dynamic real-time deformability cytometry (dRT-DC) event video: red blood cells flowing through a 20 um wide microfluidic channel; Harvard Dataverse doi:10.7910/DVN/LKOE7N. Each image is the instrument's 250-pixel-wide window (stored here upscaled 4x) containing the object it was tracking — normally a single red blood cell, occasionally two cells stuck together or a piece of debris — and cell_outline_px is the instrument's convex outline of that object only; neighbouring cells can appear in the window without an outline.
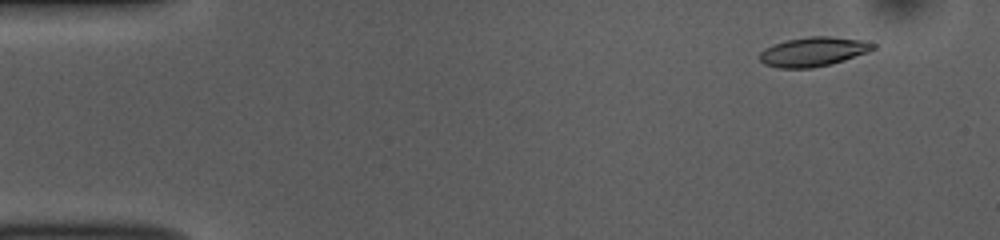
{"species": "common noctule bat (a hibernating species)", "species_latin": "Nyctalus noctula", "temperature_condition": "room temperature", "stored_images_in_passage": 53, "camera_frame_rate_fps": 3000, "um_per_image_px": 0.085, "animal": {"sex": "female", "body_mass_g": 10.0, "forearm_length_mm": 53.1}, "frame": {"image": 1, "passage_image": 5, "time_ms": 1.333, "image_size_px": [1000, 240], "cell_outline_px": [[876, 48], [868, 52], [832, 64], [812, 68], [780, 68], [764, 64], [760, 60], [760, 52], [764, 48], [772, 44], [788, 40], [808, 36], [828, 36], [864, 40], [876, 44]], "centroid_in_image_um": [69.14, 4.39], "position_along_channel_um": 15.9, "area_um2": 19.48}}
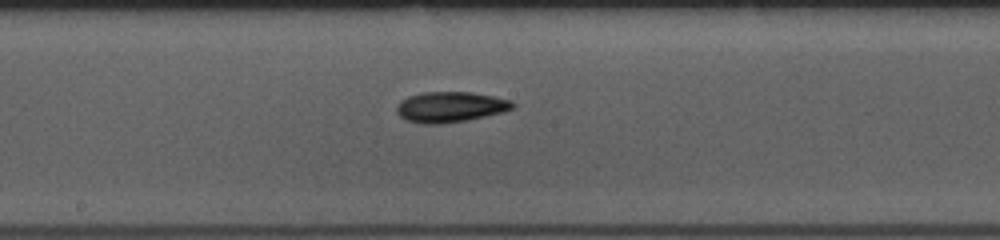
{"frame": {"image": 2, "passage_image": 28, "time_ms": 9.0, "image_size_px": [1000, 240], "cell_outline_px": [[516, 104], [512, 108], [500, 112], [468, 120], [436, 124], [424, 124], [408, 120], [400, 116], [396, 112], [396, 108], [400, 100], [408, 96], [424, 92], [472, 92], [512, 100]], "centroid_in_image_um": [38.25, 9.08], "position_along_channel_um": 209.9, "area_um2": 20.46}}
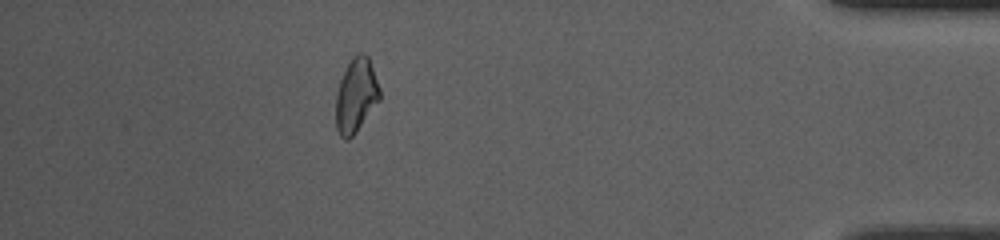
{"frame": {"image": 3, "passage_image": 47, "time_ms": 15.333, "image_size_px": [1000, 240], "cell_outline_px": [[380, 100], [356, 132], [348, 140], [344, 140], [340, 136], [336, 128], [336, 92], [340, 80], [352, 56], [360, 52], [364, 52], [368, 56], [380, 88]], "centroid_in_image_um": [30.26, 8.11], "position_along_channel_um": 404.9, "area_um2": 19.02}, "authors_computed_cell_mechanics": {"area_um2": 19.4208, "velocity_mm_per_s": 3.8235, "shape_relaxation_time_tau1_ms": 2.8167, "shape_relaxation_time_tau2_ms": null, "deformation_change_tau1": 0.1266, "deformation_change_tau2": null}}